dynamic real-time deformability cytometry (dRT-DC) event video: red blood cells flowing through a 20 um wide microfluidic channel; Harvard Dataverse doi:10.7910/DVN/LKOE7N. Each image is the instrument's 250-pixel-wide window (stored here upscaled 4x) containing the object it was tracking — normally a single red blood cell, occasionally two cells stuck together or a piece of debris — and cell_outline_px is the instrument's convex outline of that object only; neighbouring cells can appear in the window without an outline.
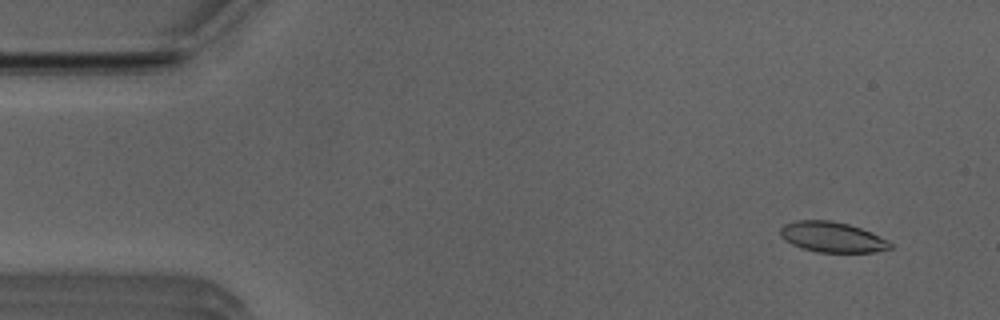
{"species": "Egyptian fruit bat (a non-hibernating species)", "species_latin": "Rousettus aegyptiacus", "temperature_condition": "room temperature", "stored_images_in_passage": 52, "camera_frame_rate_fps": 3000, "um_per_image_px": 0.085, "animal": {"sex": "male"}, "frame": {"image": 1, "passage_image": 4, "time_ms": 1.0, "image_size_px": [1000, 320], "cell_outline_px": [[892, 248], [876, 252], [816, 252], [800, 248], [784, 240], [780, 236], [780, 228], [784, 224], [796, 220], [832, 220], [848, 224], [872, 232], [888, 240], [892, 244]], "centroid_in_image_um": [70.72, 20.15], "position_along_channel_um": 14.3, "area_um2": 19.65}}
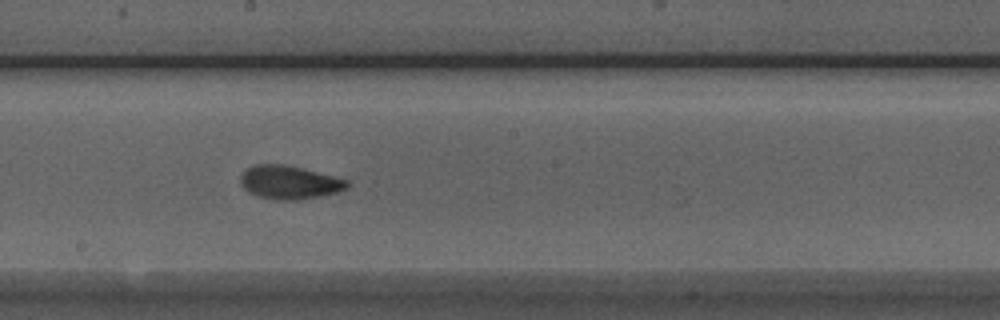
{"frame": {"image": 2, "passage_image": 28, "time_ms": 9.0, "image_size_px": [1000, 320], "cell_outline_px": [[352, 184], [348, 188], [340, 192], [296, 200], [276, 200], [256, 196], [248, 192], [240, 184], [240, 176], [248, 168], [256, 164], [284, 164], [348, 180]], "centroid_in_image_um": [24.6, 15.51], "position_along_channel_um": 223.6, "area_um2": 20.75}}
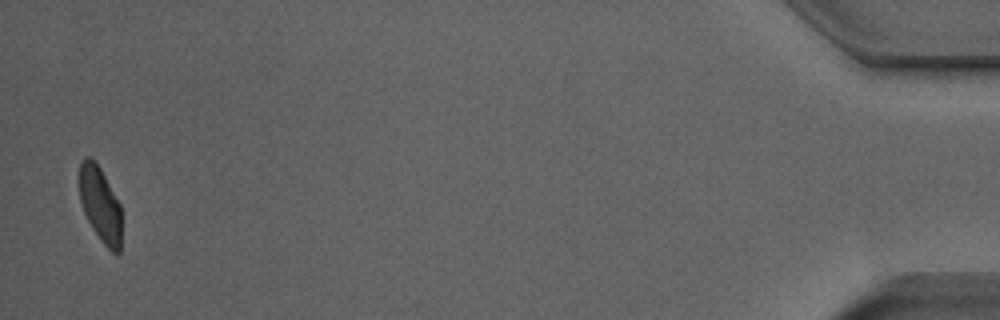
{"frame": {"image": 3, "passage_image": 51, "time_ms": 16.667, "image_size_px": [1000, 320], "cell_outline_px": [[120, 252], [116, 256], [100, 240], [92, 228], [84, 212], [80, 200], [80, 164], [84, 156], [88, 156], [100, 168], [120, 204]], "centroid_in_image_um": [8.52, 17.41], "position_along_channel_um": 426.7, "area_um2": 18.15}}